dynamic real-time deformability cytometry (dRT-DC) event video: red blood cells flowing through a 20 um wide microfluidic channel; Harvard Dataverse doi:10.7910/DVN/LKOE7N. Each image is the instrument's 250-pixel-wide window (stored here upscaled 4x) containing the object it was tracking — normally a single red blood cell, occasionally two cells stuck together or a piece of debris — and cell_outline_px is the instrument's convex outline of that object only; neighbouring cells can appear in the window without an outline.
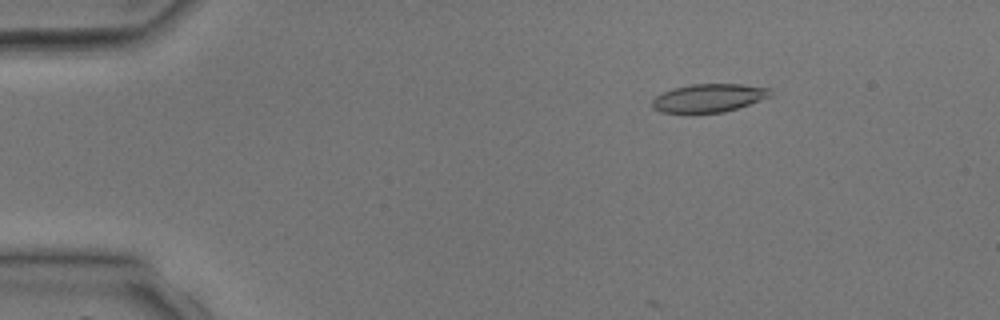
{"species": "common noctule bat (a hibernating species)", "species_latin": "Nyctalus noctula", "temperature_condition": "room temperature", "stored_images_in_passage": 5, "camera_frame_rate_fps": 3000, "um_per_image_px": 0.085, "animal": {"sex": "male", "body_mass_g": 17.9, "forearm_length_mm": 54.2}, "frame": {"image": 1, "passage_image": 2, "time_ms": 1.0, "image_size_px": [1000, 320], "cell_outline_px": [[772, 96], [724, 112], [660, 112], [652, 108], [652, 100], [660, 92], [672, 88], [692, 84], [740, 84], [772, 88]], "centroid_in_image_um": [60.23, 8.31], "position_along_channel_um": 24.8, "area_um2": 19.42}}